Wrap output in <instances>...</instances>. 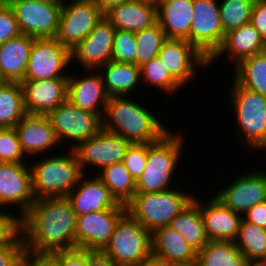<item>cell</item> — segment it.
Returning <instances> with one entry per match:
<instances>
[{"label":"cell","mask_w":266,"mask_h":266,"mask_svg":"<svg viewBox=\"0 0 266 266\" xmlns=\"http://www.w3.org/2000/svg\"><path fill=\"white\" fill-rule=\"evenodd\" d=\"M76 221V213L67 197L35 200L20 218L25 250L51 254L76 249Z\"/></svg>","instance_id":"1"},{"label":"cell","mask_w":266,"mask_h":266,"mask_svg":"<svg viewBox=\"0 0 266 266\" xmlns=\"http://www.w3.org/2000/svg\"><path fill=\"white\" fill-rule=\"evenodd\" d=\"M132 98V100H131ZM131 96H111L102 117V129L122 136L131 144L159 141L171 129L152 112L153 108L133 100ZM161 119V121H160Z\"/></svg>","instance_id":"2"},{"label":"cell","mask_w":266,"mask_h":266,"mask_svg":"<svg viewBox=\"0 0 266 266\" xmlns=\"http://www.w3.org/2000/svg\"><path fill=\"white\" fill-rule=\"evenodd\" d=\"M184 137L180 131L174 132L171 129L159 141L148 143L146 167L136 181V193H153L173 188L171 181L175 179L172 176L177 173V165L182 161H179L183 155L181 152L185 150Z\"/></svg>","instance_id":"3"},{"label":"cell","mask_w":266,"mask_h":266,"mask_svg":"<svg viewBox=\"0 0 266 266\" xmlns=\"http://www.w3.org/2000/svg\"><path fill=\"white\" fill-rule=\"evenodd\" d=\"M66 152L56 156L49 154L44 156V159L39 156V161L29 162L32 190L36 200L45 197H67L77 186L83 173L72 149L68 148Z\"/></svg>","instance_id":"4"},{"label":"cell","mask_w":266,"mask_h":266,"mask_svg":"<svg viewBox=\"0 0 266 266\" xmlns=\"http://www.w3.org/2000/svg\"><path fill=\"white\" fill-rule=\"evenodd\" d=\"M232 82L229 106L235 114L236 135L248 151H266V97Z\"/></svg>","instance_id":"5"},{"label":"cell","mask_w":266,"mask_h":266,"mask_svg":"<svg viewBox=\"0 0 266 266\" xmlns=\"http://www.w3.org/2000/svg\"><path fill=\"white\" fill-rule=\"evenodd\" d=\"M175 188L177 187L160 192L136 193L126 204L127 213L150 232L170 225L195 194Z\"/></svg>","instance_id":"6"},{"label":"cell","mask_w":266,"mask_h":266,"mask_svg":"<svg viewBox=\"0 0 266 266\" xmlns=\"http://www.w3.org/2000/svg\"><path fill=\"white\" fill-rule=\"evenodd\" d=\"M103 253L117 266H136L151 254V232L126 213Z\"/></svg>","instance_id":"7"},{"label":"cell","mask_w":266,"mask_h":266,"mask_svg":"<svg viewBox=\"0 0 266 266\" xmlns=\"http://www.w3.org/2000/svg\"><path fill=\"white\" fill-rule=\"evenodd\" d=\"M14 11L22 34L55 38L62 4L51 0H6Z\"/></svg>","instance_id":"8"},{"label":"cell","mask_w":266,"mask_h":266,"mask_svg":"<svg viewBox=\"0 0 266 266\" xmlns=\"http://www.w3.org/2000/svg\"><path fill=\"white\" fill-rule=\"evenodd\" d=\"M104 17L94 0H66L62 4L56 39L72 51Z\"/></svg>","instance_id":"9"},{"label":"cell","mask_w":266,"mask_h":266,"mask_svg":"<svg viewBox=\"0 0 266 266\" xmlns=\"http://www.w3.org/2000/svg\"><path fill=\"white\" fill-rule=\"evenodd\" d=\"M47 116L62 147L70 141L69 149L95 136L102 129V119L97 114L82 110L68 100Z\"/></svg>","instance_id":"10"},{"label":"cell","mask_w":266,"mask_h":266,"mask_svg":"<svg viewBox=\"0 0 266 266\" xmlns=\"http://www.w3.org/2000/svg\"><path fill=\"white\" fill-rule=\"evenodd\" d=\"M224 37L218 0H193L190 44L210 60L220 49Z\"/></svg>","instance_id":"11"},{"label":"cell","mask_w":266,"mask_h":266,"mask_svg":"<svg viewBox=\"0 0 266 266\" xmlns=\"http://www.w3.org/2000/svg\"><path fill=\"white\" fill-rule=\"evenodd\" d=\"M69 64L71 51L56 38H35L23 81L68 78Z\"/></svg>","instance_id":"12"},{"label":"cell","mask_w":266,"mask_h":266,"mask_svg":"<svg viewBox=\"0 0 266 266\" xmlns=\"http://www.w3.org/2000/svg\"><path fill=\"white\" fill-rule=\"evenodd\" d=\"M130 142L122 136L101 129L95 136L78 143L72 148L81 172L91 166L101 171L103 168L120 163Z\"/></svg>","instance_id":"13"},{"label":"cell","mask_w":266,"mask_h":266,"mask_svg":"<svg viewBox=\"0 0 266 266\" xmlns=\"http://www.w3.org/2000/svg\"><path fill=\"white\" fill-rule=\"evenodd\" d=\"M126 208H109L77 216L76 248L90 252H103Z\"/></svg>","instance_id":"14"},{"label":"cell","mask_w":266,"mask_h":266,"mask_svg":"<svg viewBox=\"0 0 266 266\" xmlns=\"http://www.w3.org/2000/svg\"><path fill=\"white\" fill-rule=\"evenodd\" d=\"M213 194L232 211L244 215L250 208L266 201V170L245 171Z\"/></svg>","instance_id":"15"},{"label":"cell","mask_w":266,"mask_h":266,"mask_svg":"<svg viewBox=\"0 0 266 266\" xmlns=\"http://www.w3.org/2000/svg\"><path fill=\"white\" fill-rule=\"evenodd\" d=\"M35 200L29 163L0 162V208L16 205L20 209L17 216L21 218Z\"/></svg>","instance_id":"16"},{"label":"cell","mask_w":266,"mask_h":266,"mask_svg":"<svg viewBox=\"0 0 266 266\" xmlns=\"http://www.w3.org/2000/svg\"><path fill=\"white\" fill-rule=\"evenodd\" d=\"M157 57L182 88L195 79L199 67H209V60L185 39H167Z\"/></svg>","instance_id":"17"},{"label":"cell","mask_w":266,"mask_h":266,"mask_svg":"<svg viewBox=\"0 0 266 266\" xmlns=\"http://www.w3.org/2000/svg\"><path fill=\"white\" fill-rule=\"evenodd\" d=\"M116 28L104 16L72 51L71 63L78 62L84 70H98L112 61Z\"/></svg>","instance_id":"18"},{"label":"cell","mask_w":266,"mask_h":266,"mask_svg":"<svg viewBox=\"0 0 266 266\" xmlns=\"http://www.w3.org/2000/svg\"><path fill=\"white\" fill-rule=\"evenodd\" d=\"M83 71L86 73L77 76V72L73 75V72L68 70L67 100L82 110L97 114L102 119L109 98L102 76L98 70Z\"/></svg>","instance_id":"19"},{"label":"cell","mask_w":266,"mask_h":266,"mask_svg":"<svg viewBox=\"0 0 266 266\" xmlns=\"http://www.w3.org/2000/svg\"><path fill=\"white\" fill-rule=\"evenodd\" d=\"M27 114L48 115L67 100L68 78L21 82Z\"/></svg>","instance_id":"20"},{"label":"cell","mask_w":266,"mask_h":266,"mask_svg":"<svg viewBox=\"0 0 266 266\" xmlns=\"http://www.w3.org/2000/svg\"><path fill=\"white\" fill-rule=\"evenodd\" d=\"M86 176L83 173L78 180L77 186L67 195L76 216L109 208H126V205L119 203L115 199L109 188L96 174L92 178L88 177L91 176L90 174L87 175L86 173Z\"/></svg>","instance_id":"21"},{"label":"cell","mask_w":266,"mask_h":266,"mask_svg":"<svg viewBox=\"0 0 266 266\" xmlns=\"http://www.w3.org/2000/svg\"><path fill=\"white\" fill-rule=\"evenodd\" d=\"M14 128L27 158L34 154L37 158L54 147H62L47 115L26 114Z\"/></svg>","instance_id":"22"},{"label":"cell","mask_w":266,"mask_h":266,"mask_svg":"<svg viewBox=\"0 0 266 266\" xmlns=\"http://www.w3.org/2000/svg\"><path fill=\"white\" fill-rule=\"evenodd\" d=\"M200 200V213L209 241H234L238 235L242 215L232 211L219 199Z\"/></svg>","instance_id":"23"},{"label":"cell","mask_w":266,"mask_h":266,"mask_svg":"<svg viewBox=\"0 0 266 266\" xmlns=\"http://www.w3.org/2000/svg\"><path fill=\"white\" fill-rule=\"evenodd\" d=\"M264 51H266V42L259 32L248 23L225 33L220 49L209 60V66L224 54L229 56L227 59L236 66L240 61Z\"/></svg>","instance_id":"24"},{"label":"cell","mask_w":266,"mask_h":266,"mask_svg":"<svg viewBox=\"0 0 266 266\" xmlns=\"http://www.w3.org/2000/svg\"><path fill=\"white\" fill-rule=\"evenodd\" d=\"M151 253L171 265H182L197 262L198 251L168 225L151 232Z\"/></svg>","instance_id":"25"},{"label":"cell","mask_w":266,"mask_h":266,"mask_svg":"<svg viewBox=\"0 0 266 266\" xmlns=\"http://www.w3.org/2000/svg\"><path fill=\"white\" fill-rule=\"evenodd\" d=\"M104 16L117 30L138 32L157 23V6L131 0L112 7Z\"/></svg>","instance_id":"26"},{"label":"cell","mask_w":266,"mask_h":266,"mask_svg":"<svg viewBox=\"0 0 266 266\" xmlns=\"http://www.w3.org/2000/svg\"><path fill=\"white\" fill-rule=\"evenodd\" d=\"M34 37L20 34L0 44V75L7 82H22Z\"/></svg>","instance_id":"27"},{"label":"cell","mask_w":266,"mask_h":266,"mask_svg":"<svg viewBox=\"0 0 266 266\" xmlns=\"http://www.w3.org/2000/svg\"><path fill=\"white\" fill-rule=\"evenodd\" d=\"M193 0H165L157 6V23L167 39H185L190 43Z\"/></svg>","instance_id":"28"},{"label":"cell","mask_w":266,"mask_h":266,"mask_svg":"<svg viewBox=\"0 0 266 266\" xmlns=\"http://www.w3.org/2000/svg\"><path fill=\"white\" fill-rule=\"evenodd\" d=\"M98 71L109 97L131 96L130 94L141 83V70L136 64L110 61L100 67Z\"/></svg>","instance_id":"29"},{"label":"cell","mask_w":266,"mask_h":266,"mask_svg":"<svg viewBox=\"0 0 266 266\" xmlns=\"http://www.w3.org/2000/svg\"><path fill=\"white\" fill-rule=\"evenodd\" d=\"M194 197L170 222V227L180 233L197 251L208 242L203 219L200 213V198Z\"/></svg>","instance_id":"30"},{"label":"cell","mask_w":266,"mask_h":266,"mask_svg":"<svg viewBox=\"0 0 266 266\" xmlns=\"http://www.w3.org/2000/svg\"><path fill=\"white\" fill-rule=\"evenodd\" d=\"M233 80L241 87L266 97V51L234 66Z\"/></svg>","instance_id":"31"},{"label":"cell","mask_w":266,"mask_h":266,"mask_svg":"<svg viewBox=\"0 0 266 266\" xmlns=\"http://www.w3.org/2000/svg\"><path fill=\"white\" fill-rule=\"evenodd\" d=\"M199 266H248L234 241H209L197 254Z\"/></svg>","instance_id":"32"},{"label":"cell","mask_w":266,"mask_h":266,"mask_svg":"<svg viewBox=\"0 0 266 266\" xmlns=\"http://www.w3.org/2000/svg\"><path fill=\"white\" fill-rule=\"evenodd\" d=\"M26 114L21 83L5 81L0 86V128H14Z\"/></svg>","instance_id":"33"},{"label":"cell","mask_w":266,"mask_h":266,"mask_svg":"<svg viewBox=\"0 0 266 266\" xmlns=\"http://www.w3.org/2000/svg\"><path fill=\"white\" fill-rule=\"evenodd\" d=\"M96 174L119 203L126 205L135 196L136 181L122 162L107 166Z\"/></svg>","instance_id":"34"},{"label":"cell","mask_w":266,"mask_h":266,"mask_svg":"<svg viewBox=\"0 0 266 266\" xmlns=\"http://www.w3.org/2000/svg\"><path fill=\"white\" fill-rule=\"evenodd\" d=\"M234 243L250 263L266 258V229L243 218Z\"/></svg>","instance_id":"35"},{"label":"cell","mask_w":266,"mask_h":266,"mask_svg":"<svg viewBox=\"0 0 266 266\" xmlns=\"http://www.w3.org/2000/svg\"><path fill=\"white\" fill-rule=\"evenodd\" d=\"M141 82L144 86L152 85L154 88L161 90L166 95H175L182 86L169 74L163 63L158 57L152 58L149 62L140 66Z\"/></svg>","instance_id":"36"},{"label":"cell","mask_w":266,"mask_h":266,"mask_svg":"<svg viewBox=\"0 0 266 266\" xmlns=\"http://www.w3.org/2000/svg\"><path fill=\"white\" fill-rule=\"evenodd\" d=\"M135 38L137 44L136 65L139 67L157 57L163 43L167 40L165 32L158 23L135 32Z\"/></svg>","instance_id":"37"},{"label":"cell","mask_w":266,"mask_h":266,"mask_svg":"<svg viewBox=\"0 0 266 266\" xmlns=\"http://www.w3.org/2000/svg\"><path fill=\"white\" fill-rule=\"evenodd\" d=\"M223 1V2H222ZM220 0L219 11L224 33L250 23L254 0Z\"/></svg>","instance_id":"38"},{"label":"cell","mask_w":266,"mask_h":266,"mask_svg":"<svg viewBox=\"0 0 266 266\" xmlns=\"http://www.w3.org/2000/svg\"><path fill=\"white\" fill-rule=\"evenodd\" d=\"M137 44L135 32L115 30L112 61L136 64Z\"/></svg>","instance_id":"39"},{"label":"cell","mask_w":266,"mask_h":266,"mask_svg":"<svg viewBox=\"0 0 266 266\" xmlns=\"http://www.w3.org/2000/svg\"><path fill=\"white\" fill-rule=\"evenodd\" d=\"M15 128H0V162L28 163Z\"/></svg>","instance_id":"40"},{"label":"cell","mask_w":266,"mask_h":266,"mask_svg":"<svg viewBox=\"0 0 266 266\" xmlns=\"http://www.w3.org/2000/svg\"><path fill=\"white\" fill-rule=\"evenodd\" d=\"M148 144H130L125 152L122 163L131 176L137 181L145 170L147 162Z\"/></svg>","instance_id":"41"},{"label":"cell","mask_w":266,"mask_h":266,"mask_svg":"<svg viewBox=\"0 0 266 266\" xmlns=\"http://www.w3.org/2000/svg\"><path fill=\"white\" fill-rule=\"evenodd\" d=\"M21 33L15 14L7 1L0 2V44Z\"/></svg>","instance_id":"42"},{"label":"cell","mask_w":266,"mask_h":266,"mask_svg":"<svg viewBox=\"0 0 266 266\" xmlns=\"http://www.w3.org/2000/svg\"><path fill=\"white\" fill-rule=\"evenodd\" d=\"M25 244L20 233L12 242L0 245V266H20Z\"/></svg>","instance_id":"43"},{"label":"cell","mask_w":266,"mask_h":266,"mask_svg":"<svg viewBox=\"0 0 266 266\" xmlns=\"http://www.w3.org/2000/svg\"><path fill=\"white\" fill-rule=\"evenodd\" d=\"M6 210L0 208V245L12 242L21 233L20 217Z\"/></svg>","instance_id":"44"},{"label":"cell","mask_w":266,"mask_h":266,"mask_svg":"<svg viewBox=\"0 0 266 266\" xmlns=\"http://www.w3.org/2000/svg\"><path fill=\"white\" fill-rule=\"evenodd\" d=\"M59 266H87V250L72 249L51 253Z\"/></svg>","instance_id":"45"},{"label":"cell","mask_w":266,"mask_h":266,"mask_svg":"<svg viewBox=\"0 0 266 266\" xmlns=\"http://www.w3.org/2000/svg\"><path fill=\"white\" fill-rule=\"evenodd\" d=\"M250 24L259 32L266 42V0H254Z\"/></svg>","instance_id":"46"},{"label":"cell","mask_w":266,"mask_h":266,"mask_svg":"<svg viewBox=\"0 0 266 266\" xmlns=\"http://www.w3.org/2000/svg\"><path fill=\"white\" fill-rule=\"evenodd\" d=\"M20 266H59L57 259L50 253H34L25 250Z\"/></svg>","instance_id":"47"},{"label":"cell","mask_w":266,"mask_h":266,"mask_svg":"<svg viewBox=\"0 0 266 266\" xmlns=\"http://www.w3.org/2000/svg\"><path fill=\"white\" fill-rule=\"evenodd\" d=\"M242 218L247 222L266 229V201L250 208Z\"/></svg>","instance_id":"48"},{"label":"cell","mask_w":266,"mask_h":266,"mask_svg":"<svg viewBox=\"0 0 266 266\" xmlns=\"http://www.w3.org/2000/svg\"><path fill=\"white\" fill-rule=\"evenodd\" d=\"M87 266H117L115 262L103 252L87 251Z\"/></svg>","instance_id":"49"},{"label":"cell","mask_w":266,"mask_h":266,"mask_svg":"<svg viewBox=\"0 0 266 266\" xmlns=\"http://www.w3.org/2000/svg\"><path fill=\"white\" fill-rule=\"evenodd\" d=\"M136 266H173L171 264H169L168 262H166L165 260H163L162 258L153 255L152 253L144 258L138 265Z\"/></svg>","instance_id":"50"},{"label":"cell","mask_w":266,"mask_h":266,"mask_svg":"<svg viewBox=\"0 0 266 266\" xmlns=\"http://www.w3.org/2000/svg\"><path fill=\"white\" fill-rule=\"evenodd\" d=\"M95 3L99 6L102 12L105 14L112 7L122 4L124 2H128L131 0H94Z\"/></svg>","instance_id":"51"},{"label":"cell","mask_w":266,"mask_h":266,"mask_svg":"<svg viewBox=\"0 0 266 266\" xmlns=\"http://www.w3.org/2000/svg\"><path fill=\"white\" fill-rule=\"evenodd\" d=\"M250 264L252 266H266V258L260 260H254Z\"/></svg>","instance_id":"52"},{"label":"cell","mask_w":266,"mask_h":266,"mask_svg":"<svg viewBox=\"0 0 266 266\" xmlns=\"http://www.w3.org/2000/svg\"><path fill=\"white\" fill-rule=\"evenodd\" d=\"M143 1L158 6L160 3L164 2L165 0H143Z\"/></svg>","instance_id":"53"},{"label":"cell","mask_w":266,"mask_h":266,"mask_svg":"<svg viewBox=\"0 0 266 266\" xmlns=\"http://www.w3.org/2000/svg\"><path fill=\"white\" fill-rule=\"evenodd\" d=\"M173 266H199L197 262L192 264H182V265H173Z\"/></svg>","instance_id":"54"},{"label":"cell","mask_w":266,"mask_h":266,"mask_svg":"<svg viewBox=\"0 0 266 266\" xmlns=\"http://www.w3.org/2000/svg\"><path fill=\"white\" fill-rule=\"evenodd\" d=\"M51 1H55V2H58L60 4H63L66 0H51Z\"/></svg>","instance_id":"55"},{"label":"cell","mask_w":266,"mask_h":266,"mask_svg":"<svg viewBox=\"0 0 266 266\" xmlns=\"http://www.w3.org/2000/svg\"><path fill=\"white\" fill-rule=\"evenodd\" d=\"M5 82V80L0 75V86Z\"/></svg>","instance_id":"56"}]
</instances>
